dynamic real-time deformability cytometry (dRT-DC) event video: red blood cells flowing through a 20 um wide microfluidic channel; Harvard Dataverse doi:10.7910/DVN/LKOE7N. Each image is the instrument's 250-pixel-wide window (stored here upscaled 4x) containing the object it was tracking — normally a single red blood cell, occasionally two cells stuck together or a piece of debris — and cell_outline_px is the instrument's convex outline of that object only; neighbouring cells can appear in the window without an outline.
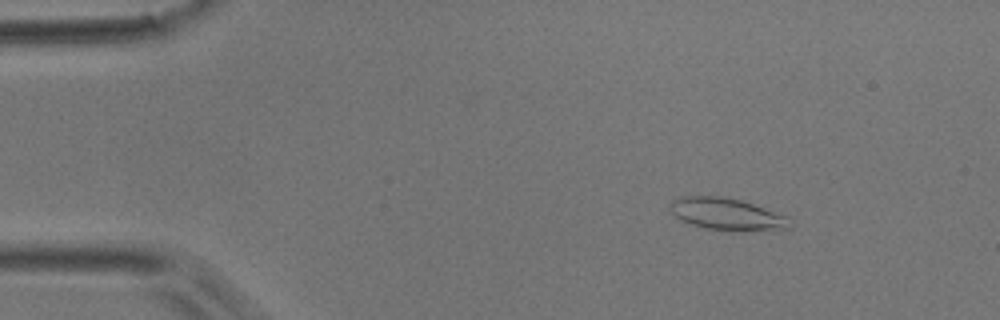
{"species": "common noctule bat (a hibernating species)", "species_latin": "Nyctalus noctula", "temperature_condition": "room temperature", "stored_images_in_passage": 45, "camera_frame_rate_fps": 3000, "um_per_image_px": 0.085, "animal": {"sex": "male", "body_mass_g": 17.9}, "frame": {"image": 1, "passage_image": 1, "time_ms": 0.0, "image_size_px": [1000, 320], "cell_outline_px": [[788, 228], [704, 228], [680, 220], [672, 212], [672, 200], [680, 196], [720, 196], [740, 200], [788, 216]], "centroid_in_image_um": [61.68, 18.13], "position_along_channel_um": 23.3, "area_um2": 20.87}}
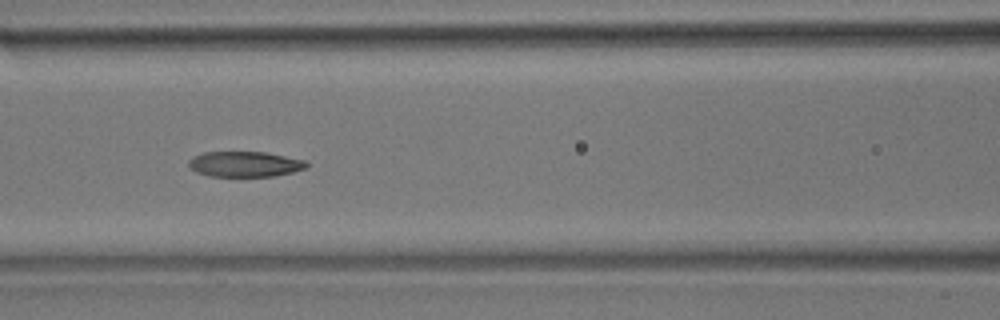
{"frame": {"image": 2, "passage_image": 16, "time_ms": 5.0, "image_size_px": [1000, 320], "cell_outline_px": [[308, 168], [276, 176], [208, 176], [196, 172], [188, 168], [188, 160], [192, 156], [204, 152], [264, 152], [304, 160], [308, 164]], "centroid_in_image_um": [20.77, 13.95], "position_along_channel_um": 145.8, "area_um2": 17.57}}
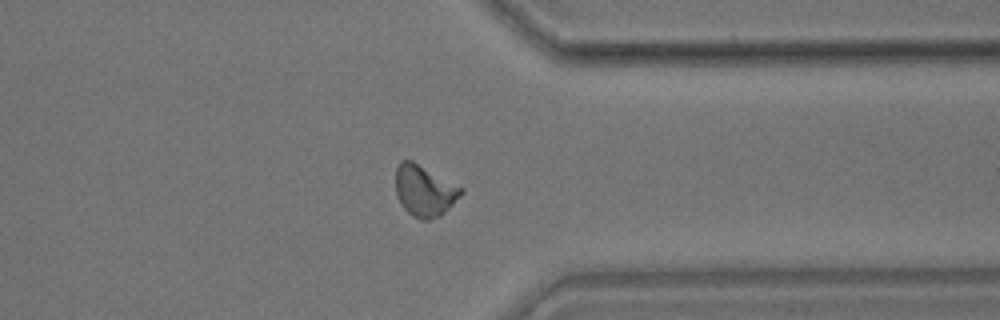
{"frame": {"image": 3, "passage_image": 34, "time_ms": 11.0, "image_size_px": [1000, 320], "cell_outline_px": [[464, 192], [440, 216], [428, 220], [424, 220], [412, 216], [400, 204], [396, 192], [396, 168], [400, 160], [412, 160], [464, 188]], "centroid_in_image_um": [36.07, 16.2], "position_along_channel_um": 375.3, "area_um2": 19.48}, "authors_computed_cell_mechanics": {"area_um2": 18.7272, "velocity_mm_per_s": 3.8965, "shape_relaxation_time_tau1_ms": 5.7847, "shape_relaxation_time_tau2_ms": 2.863, "deformation_change_tau1": 0.1742, "deformation_change_tau2": 0.0921}}